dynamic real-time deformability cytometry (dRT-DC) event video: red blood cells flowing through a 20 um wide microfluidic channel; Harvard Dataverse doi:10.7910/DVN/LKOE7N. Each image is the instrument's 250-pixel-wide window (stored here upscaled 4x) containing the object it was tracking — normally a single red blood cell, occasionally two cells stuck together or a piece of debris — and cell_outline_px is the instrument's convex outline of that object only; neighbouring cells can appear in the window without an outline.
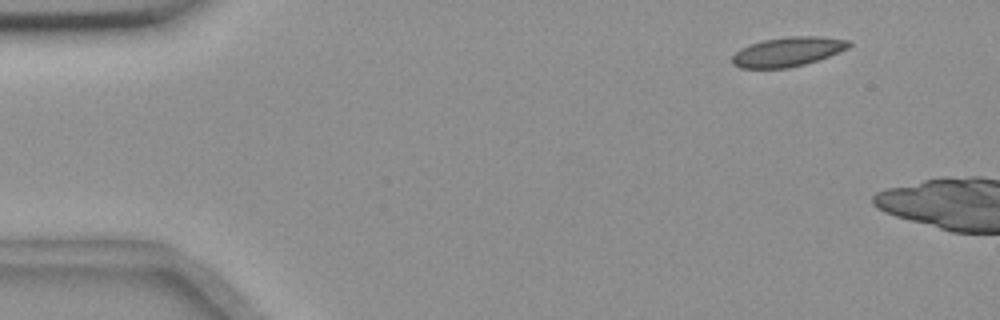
{"species": "common noctule bat (a hibernating species)", "species_latin": "Nyctalus noctula", "temperature_condition": "room temperature", "stored_images_in_passage": 3, "camera_frame_rate_fps": 3000, "um_per_image_px": 0.085, "animal": {"sex": "female", "body_mass_g": 18.4}, "frame": {"image": 1, "passage_image": 1, "time_ms": 0.0, "image_size_px": [1000, 320], "cell_outline_px": [[852, 44], [848, 48], [828, 56], [804, 64], [788, 68], [740, 68], [732, 64], [732, 56], [740, 48], [748, 44], [764, 40], [792, 36], [820, 36], [852, 40]], "centroid_in_image_um": [66.96, 4.39], "position_along_channel_um": 18.0, "area_um2": 20.0}}